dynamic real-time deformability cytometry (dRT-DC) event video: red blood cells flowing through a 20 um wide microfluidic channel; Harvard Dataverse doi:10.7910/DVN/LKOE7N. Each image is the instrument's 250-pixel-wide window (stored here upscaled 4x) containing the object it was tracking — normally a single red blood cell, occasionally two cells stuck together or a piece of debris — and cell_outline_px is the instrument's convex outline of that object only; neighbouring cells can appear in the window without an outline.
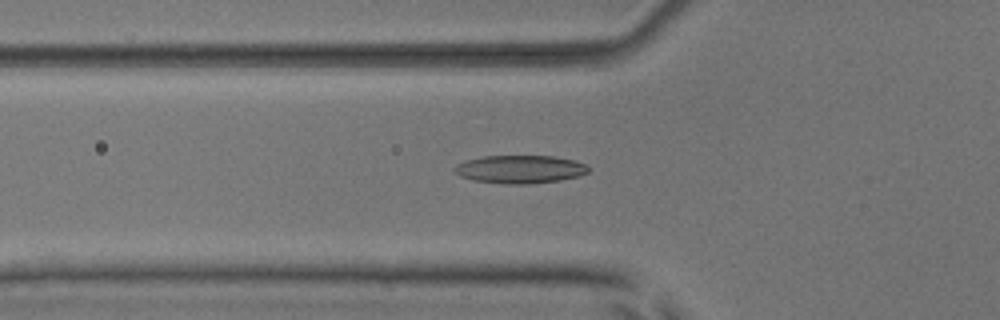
{"species": "common noctule bat (a hibernating species)", "species_latin": "Nyctalus noctula", "temperature_condition": "room temperature", "stored_images_in_passage": 47, "camera_frame_rate_fps": 3000, "um_per_image_px": 0.085, "animal": {"sex": "male", "body_mass_g": 17.9, "forearm_length_mm": 54.2}, "frame": {"image": 1, "passage_image": 18, "time_ms": 5.667, "image_size_px": [1000, 320], "cell_outline_px": [[588, 172], [576, 176], [560, 180], [524, 184], [508, 184], [476, 180], [460, 176], [452, 168], [456, 164], [464, 160], [484, 156], [552, 156], [572, 160], [584, 164], [588, 168]], "centroid_in_image_um": [44.14, 14.38], "position_along_channel_um": 81.7, "area_um2": 21.56}}
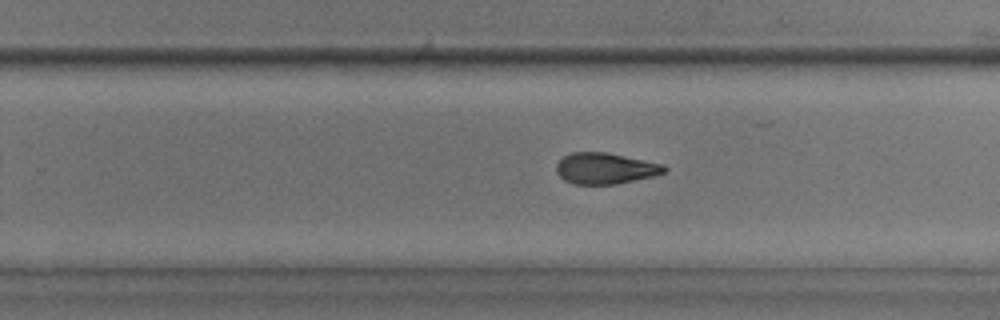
{"frame": {"image": 2, "passage_image": 33, "time_ms": 10.667, "image_size_px": [1000, 320], "cell_outline_px": [[668, 168], [664, 172], [652, 176], [616, 184], [576, 184], [564, 180], [556, 172], [556, 164], [564, 156], [572, 152], [608, 152], [664, 164]], "centroid_in_image_um": [51.44, 14.3], "position_along_channel_um": 278.4, "area_um2": 19.54}}
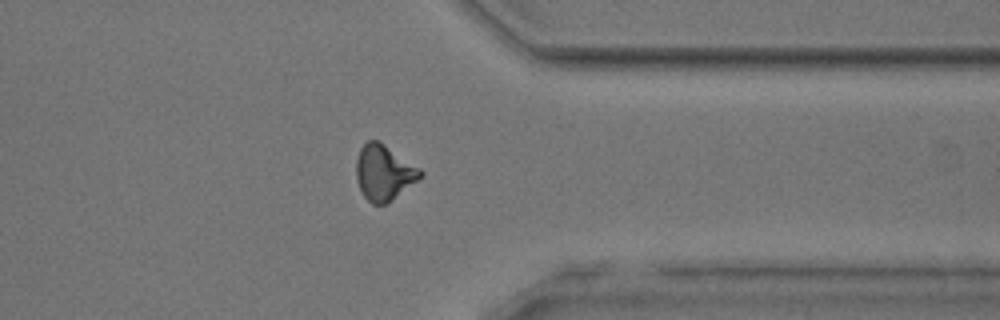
{"frame": {"image": 3, "passage_image": 41, "time_ms": 13.333, "image_size_px": [1000, 320], "cell_outline_px": [[424, 172], [416, 180], [388, 204], [372, 204], [364, 196], [356, 180], [356, 160], [360, 148], [368, 140], [376, 140], [384, 144], [420, 168]], "centroid_in_image_um": [32.6, 14.67], "position_along_channel_um": 378.8, "area_um2": 20.46}}